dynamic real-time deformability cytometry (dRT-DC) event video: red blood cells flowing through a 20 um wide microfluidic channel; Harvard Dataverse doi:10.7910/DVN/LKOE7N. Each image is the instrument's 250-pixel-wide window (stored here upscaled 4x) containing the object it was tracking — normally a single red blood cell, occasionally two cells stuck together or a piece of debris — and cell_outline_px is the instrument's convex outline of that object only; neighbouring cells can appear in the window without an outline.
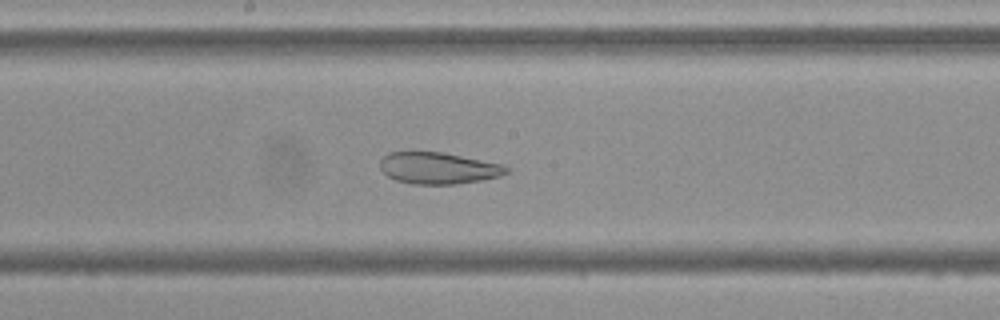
{"species": "Egyptian fruit bat (a non-hibernating species)", "species_latin": "Rousettus aegyptiacus", "temperature_condition": "cold", "stored_images_in_passage": 39, "camera_frame_rate_fps": 3000, "um_per_image_px": 0.085, "frame": {"image": 1, "passage_image": 12, "time_ms": 3.667, "image_size_px": [1000, 320], "cell_outline_px": [[508, 172], [500, 176], [484, 180], [456, 184], [412, 184], [396, 180], [388, 176], [380, 168], [380, 160], [388, 152], [444, 152], [504, 164], [508, 168]], "centroid_in_image_um": [37.28, 14.29], "position_along_channel_um": 210.9, "area_um2": 23.41}}
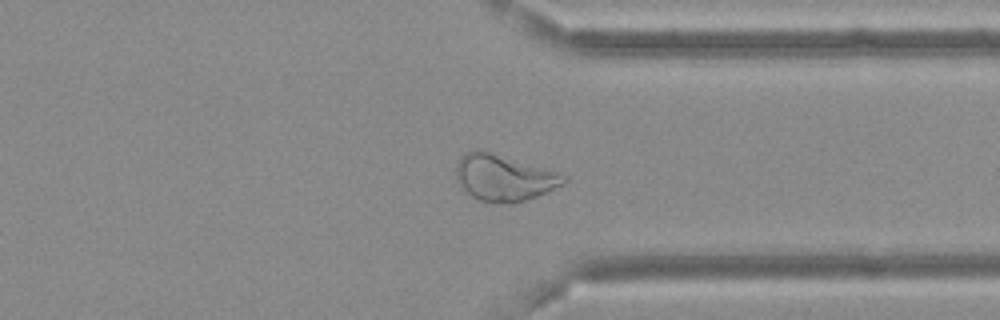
{"frame": {"image": 2, "passage_image": 25, "time_ms": 8.0, "image_size_px": [1000, 320], "cell_outline_px": [[568, 180], [564, 184], [536, 196], [512, 204], [492, 204], [480, 200], [472, 196], [456, 180], [456, 164], [460, 156], [468, 152], [488, 152], [564, 172], [568, 176]], "centroid_in_image_um": [42.9, 15.13], "position_along_channel_um": 368.5, "area_um2": 29.07}}
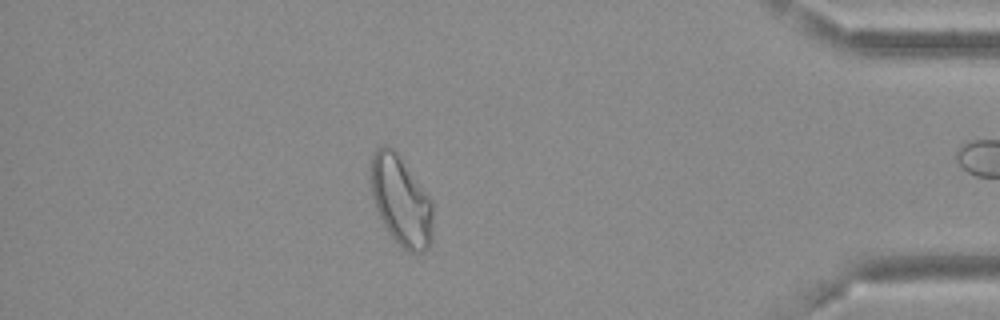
{"frame": {"image": 3, "passage_image": 31, "time_ms": 10.0, "image_size_px": [1000, 320], "cell_outline_px": [[432, 240], [424, 252], [408, 252], [388, 232], [376, 208], [372, 196], [372, 156], [376, 148], [384, 144], [388, 144], [396, 152], [432, 200]], "centroid_in_image_um": [34.1, 17.07], "position_along_channel_um": 401.1, "area_um2": 31.91}}